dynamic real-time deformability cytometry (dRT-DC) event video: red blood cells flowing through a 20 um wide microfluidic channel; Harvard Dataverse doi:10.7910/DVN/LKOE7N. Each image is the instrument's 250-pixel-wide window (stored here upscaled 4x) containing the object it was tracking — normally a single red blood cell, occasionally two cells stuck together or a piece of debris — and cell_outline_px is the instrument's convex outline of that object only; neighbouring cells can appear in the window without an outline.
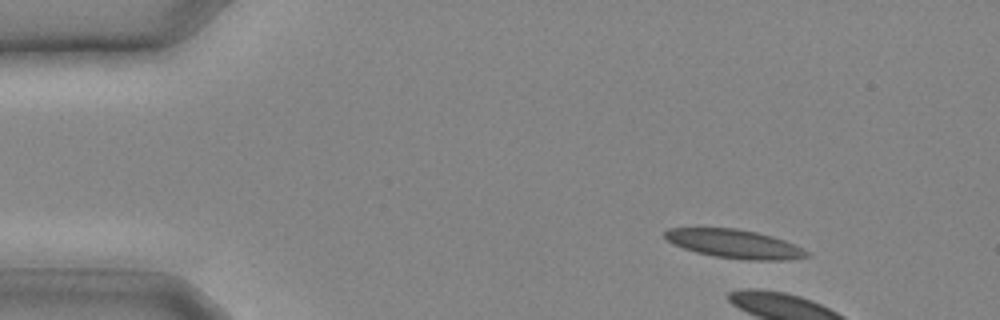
{"species": "common noctule bat (a hibernating species)", "species_latin": "Nyctalus noctula", "temperature_condition": "cold", "stored_images_in_passage": 3, "camera_frame_rate_fps": 3000, "um_per_image_px": 0.085, "animal": {"sex": "male", "body_mass_g": 20.4}, "frame": {"image": 1, "passage_image": 1, "time_ms": 0.0, "image_size_px": [1000, 320], "cell_outline_px": [[808, 256], [784, 260], [748, 260], [716, 256], [696, 252], [672, 244], [664, 236], [664, 232], [668, 228], [736, 228], [756, 232], [772, 236], [796, 244], [804, 248], [808, 252]], "centroid_in_image_um": [62.43, 20.72], "position_along_channel_um": 22.6, "area_um2": 23.58}}